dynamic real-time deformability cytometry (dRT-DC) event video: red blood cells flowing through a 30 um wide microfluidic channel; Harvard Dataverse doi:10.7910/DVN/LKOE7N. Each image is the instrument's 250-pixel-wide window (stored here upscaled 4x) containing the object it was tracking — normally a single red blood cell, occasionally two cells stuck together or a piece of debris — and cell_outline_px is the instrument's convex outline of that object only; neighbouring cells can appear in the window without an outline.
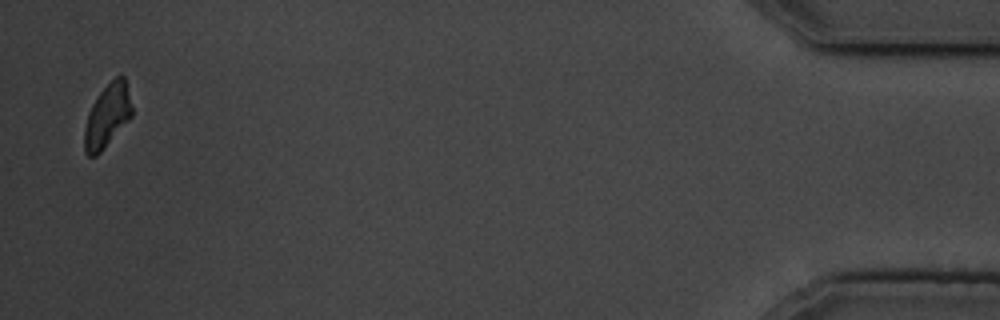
{"species": "common noctule bat (a hibernating species)", "species_latin": "Nyctalus noctula", "temperature_condition": "cold", "stored_images_in_passage": 13, "camera_frame_rate_fps": 3000, "um_per_image_px": 0.085, "animal": {"sex": "male", "body_mass_g": 19.5, "forearm_length_mm": 54.6}, "frame": {"image": 1, "passage_image": 13, "time_ms": 13.667, "image_size_px": [1000, 320], "cell_outline_px": [[132, 116], [104, 148], [96, 156], [88, 156], [84, 152], [84, 128], [92, 104], [100, 92], [116, 76], [124, 76], [132, 108]], "centroid_in_image_um": [9.1, 9.87], "position_along_channel_um": 426.1, "area_um2": 17.17}}